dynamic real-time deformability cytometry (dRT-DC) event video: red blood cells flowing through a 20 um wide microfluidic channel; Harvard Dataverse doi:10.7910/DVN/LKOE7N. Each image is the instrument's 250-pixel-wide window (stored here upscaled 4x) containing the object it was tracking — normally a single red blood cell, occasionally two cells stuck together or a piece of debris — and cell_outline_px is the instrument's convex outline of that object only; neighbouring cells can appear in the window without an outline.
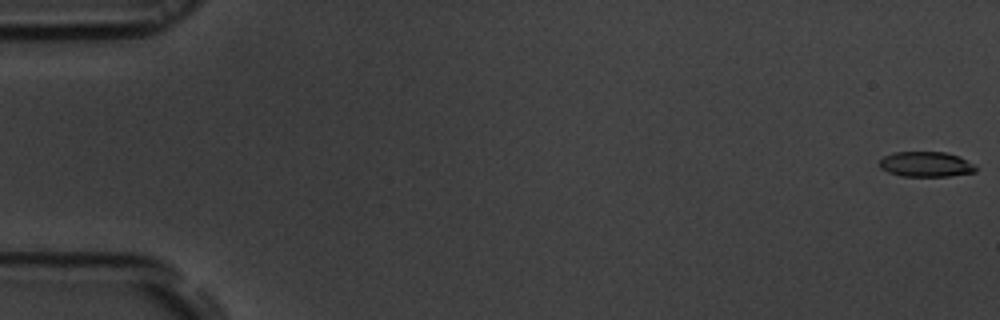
{"species": "common noctule bat (a hibernating species)", "species_latin": "Nyctalus noctula", "temperature_condition": "room temperature", "stored_images_in_passage": 12, "camera_frame_rate_fps": 3000, "um_per_image_px": 0.085, "animal": {"sex": "male", "body_mass_g": 19.5, "forearm_length_mm": 54.6}, "frame": {"image": 1, "passage_image": 1, "time_ms": 0.0, "image_size_px": [1000, 320], "cell_outline_px": [[976, 172], [948, 176], [900, 176], [888, 172], [880, 168], [880, 160], [884, 156], [892, 152], [944, 152], [960, 156], [972, 164], [976, 168]], "centroid_in_image_um": [78.68, 13.96], "position_along_channel_um": 6.3, "area_um2": 14.1}}